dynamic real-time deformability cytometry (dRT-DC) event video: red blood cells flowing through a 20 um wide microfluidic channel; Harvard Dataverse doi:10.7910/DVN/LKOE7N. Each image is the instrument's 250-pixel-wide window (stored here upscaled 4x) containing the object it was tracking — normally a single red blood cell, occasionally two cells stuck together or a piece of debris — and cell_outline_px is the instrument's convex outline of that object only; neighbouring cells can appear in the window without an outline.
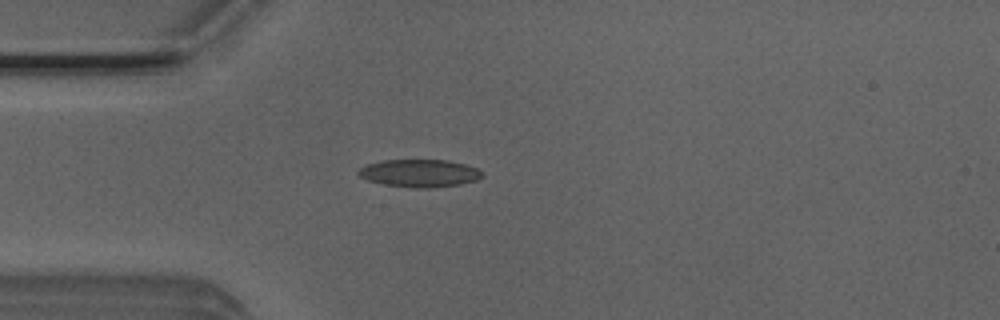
{"species": "Egyptian fruit bat (a non-hibernating species)", "species_latin": "Rousettus aegyptiacus", "temperature_condition": "room temperature", "stored_images_in_passage": 39, "camera_frame_rate_fps": 3000, "um_per_image_px": 0.085, "animal": {"sex": "male"}, "frame": {"image": 1, "passage_image": 2, "time_ms": 0.333, "image_size_px": [1000, 320], "cell_outline_px": [[484, 176], [476, 180], [460, 184], [432, 188], [416, 188], [384, 184], [368, 180], [356, 176], [356, 172], [360, 168], [368, 164], [384, 160], [448, 160], [480, 168], [484, 172]], "centroid_in_image_um": [35.69, 14.72], "position_along_channel_um": 49.3, "area_um2": 20.11}}
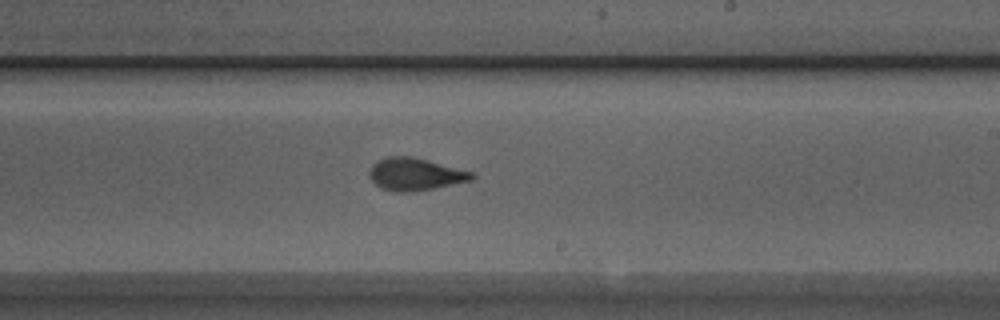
{"frame": {"image": 2, "passage_image": 18, "time_ms": 5.667, "image_size_px": [1000, 320], "cell_outline_px": [[476, 176], [472, 180], [412, 192], [396, 192], [380, 188], [368, 176], [368, 172], [372, 164], [376, 160], [384, 156], [412, 156], [472, 172]], "centroid_in_image_um": [35.22, 14.8], "position_along_channel_um": 253.8, "area_um2": 19.36}}
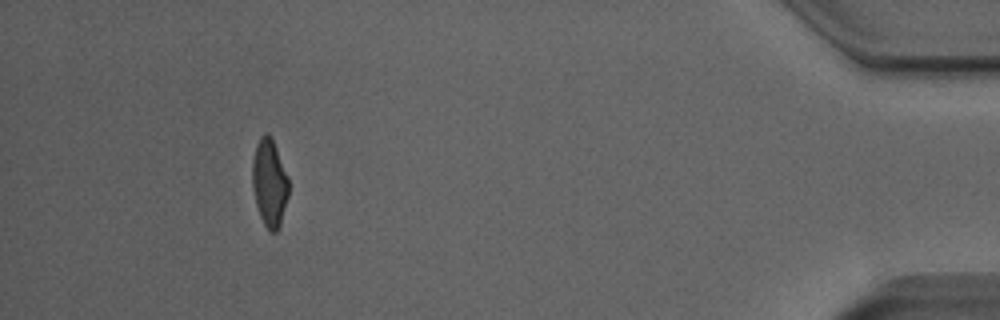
{"frame": {"image": 3, "passage_image": 35, "time_ms": 11.333, "image_size_px": [1000, 320], "cell_outline_px": [[288, 196], [280, 224], [276, 232], [272, 232], [264, 224], [260, 216], [256, 204], [252, 188], [252, 160], [256, 144], [260, 136], [264, 132], [268, 132], [272, 136], [288, 176]], "centroid_in_image_um": [22.89, 15.47], "position_along_channel_um": 412.3, "area_um2": 18.67}, "authors_computed_cell_mechanics": {"area_um2": 19.0162, "velocity_mm_per_s": 4.0072, "shape_relaxation_time_tau1_ms": 4.0683, "shape_relaxation_time_tau2_ms": 1.1149, "deformation_change_tau1": 0.1888, "deformation_change_tau2": 0.0891}}